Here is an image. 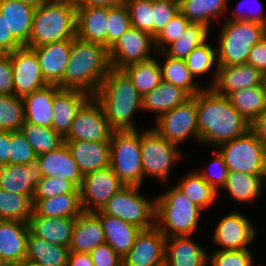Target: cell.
Masks as SVG:
<instances>
[{"label":"cell","mask_w":266,"mask_h":266,"mask_svg":"<svg viewBox=\"0 0 266 266\" xmlns=\"http://www.w3.org/2000/svg\"><path fill=\"white\" fill-rule=\"evenodd\" d=\"M207 167L194 169L208 184H210L218 193L225 185L228 167L224 162L223 156L217 150Z\"/></svg>","instance_id":"cell-49"},{"label":"cell","mask_w":266,"mask_h":266,"mask_svg":"<svg viewBox=\"0 0 266 266\" xmlns=\"http://www.w3.org/2000/svg\"><path fill=\"white\" fill-rule=\"evenodd\" d=\"M33 202L29 196L14 194L0 188V220L29 221Z\"/></svg>","instance_id":"cell-43"},{"label":"cell","mask_w":266,"mask_h":266,"mask_svg":"<svg viewBox=\"0 0 266 266\" xmlns=\"http://www.w3.org/2000/svg\"><path fill=\"white\" fill-rule=\"evenodd\" d=\"M28 234L27 222L0 220V260L18 263L25 260Z\"/></svg>","instance_id":"cell-24"},{"label":"cell","mask_w":266,"mask_h":266,"mask_svg":"<svg viewBox=\"0 0 266 266\" xmlns=\"http://www.w3.org/2000/svg\"><path fill=\"white\" fill-rule=\"evenodd\" d=\"M42 177H57L73 182L80 188L84 175L65 141L49 152L37 156Z\"/></svg>","instance_id":"cell-21"},{"label":"cell","mask_w":266,"mask_h":266,"mask_svg":"<svg viewBox=\"0 0 266 266\" xmlns=\"http://www.w3.org/2000/svg\"><path fill=\"white\" fill-rule=\"evenodd\" d=\"M152 51L156 53L154 37L131 27L109 49L111 66L124 69L133 63L147 61L155 56Z\"/></svg>","instance_id":"cell-15"},{"label":"cell","mask_w":266,"mask_h":266,"mask_svg":"<svg viewBox=\"0 0 266 266\" xmlns=\"http://www.w3.org/2000/svg\"><path fill=\"white\" fill-rule=\"evenodd\" d=\"M199 144L217 149L245 134L251 124L232 106L226 96L204 88L196 94Z\"/></svg>","instance_id":"cell-1"},{"label":"cell","mask_w":266,"mask_h":266,"mask_svg":"<svg viewBox=\"0 0 266 266\" xmlns=\"http://www.w3.org/2000/svg\"><path fill=\"white\" fill-rule=\"evenodd\" d=\"M202 23L190 22L180 38L172 42L163 52L174 59H186L199 45L210 38V29Z\"/></svg>","instance_id":"cell-40"},{"label":"cell","mask_w":266,"mask_h":266,"mask_svg":"<svg viewBox=\"0 0 266 266\" xmlns=\"http://www.w3.org/2000/svg\"><path fill=\"white\" fill-rule=\"evenodd\" d=\"M250 249L208 252V266H256ZM211 254V255H210ZM257 266H264L259 263Z\"/></svg>","instance_id":"cell-48"},{"label":"cell","mask_w":266,"mask_h":266,"mask_svg":"<svg viewBox=\"0 0 266 266\" xmlns=\"http://www.w3.org/2000/svg\"><path fill=\"white\" fill-rule=\"evenodd\" d=\"M192 238L166 237L165 266H208V251Z\"/></svg>","instance_id":"cell-22"},{"label":"cell","mask_w":266,"mask_h":266,"mask_svg":"<svg viewBox=\"0 0 266 266\" xmlns=\"http://www.w3.org/2000/svg\"><path fill=\"white\" fill-rule=\"evenodd\" d=\"M72 40L65 39L31 48L38 58L41 72L48 84L63 88V75L70 58Z\"/></svg>","instance_id":"cell-18"},{"label":"cell","mask_w":266,"mask_h":266,"mask_svg":"<svg viewBox=\"0 0 266 266\" xmlns=\"http://www.w3.org/2000/svg\"><path fill=\"white\" fill-rule=\"evenodd\" d=\"M189 23L190 21L179 11L154 38L156 52H163L172 42L180 38Z\"/></svg>","instance_id":"cell-51"},{"label":"cell","mask_w":266,"mask_h":266,"mask_svg":"<svg viewBox=\"0 0 266 266\" xmlns=\"http://www.w3.org/2000/svg\"><path fill=\"white\" fill-rule=\"evenodd\" d=\"M179 11L190 22L202 23L211 27L213 19L219 20L227 11L229 0H178Z\"/></svg>","instance_id":"cell-36"},{"label":"cell","mask_w":266,"mask_h":266,"mask_svg":"<svg viewBox=\"0 0 266 266\" xmlns=\"http://www.w3.org/2000/svg\"><path fill=\"white\" fill-rule=\"evenodd\" d=\"M131 78L139 94L144 97L162 81L161 68L157 57L144 62L133 63L123 69Z\"/></svg>","instance_id":"cell-42"},{"label":"cell","mask_w":266,"mask_h":266,"mask_svg":"<svg viewBox=\"0 0 266 266\" xmlns=\"http://www.w3.org/2000/svg\"><path fill=\"white\" fill-rule=\"evenodd\" d=\"M65 193H80L73 182L57 177H41L33 199H45Z\"/></svg>","instance_id":"cell-50"},{"label":"cell","mask_w":266,"mask_h":266,"mask_svg":"<svg viewBox=\"0 0 266 266\" xmlns=\"http://www.w3.org/2000/svg\"><path fill=\"white\" fill-rule=\"evenodd\" d=\"M14 94L13 69L10 54H0V95Z\"/></svg>","instance_id":"cell-56"},{"label":"cell","mask_w":266,"mask_h":266,"mask_svg":"<svg viewBox=\"0 0 266 266\" xmlns=\"http://www.w3.org/2000/svg\"><path fill=\"white\" fill-rule=\"evenodd\" d=\"M185 62L192 76L197 79L199 83L201 82L198 77L206 76L211 72L212 80L210 83H207L209 84L207 88L213 86L218 70L217 46L214 47L213 44L211 45L209 39L196 47L185 59Z\"/></svg>","instance_id":"cell-41"},{"label":"cell","mask_w":266,"mask_h":266,"mask_svg":"<svg viewBox=\"0 0 266 266\" xmlns=\"http://www.w3.org/2000/svg\"><path fill=\"white\" fill-rule=\"evenodd\" d=\"M13 69L14 95L23 98L48 85L35 52L26 46L10 53Z\"/></svg>","instance_id":"cell-17"},{"label":"cell","mask_w":266,"mask_h":266,"mask_svg":"<svg viewBox=\"0 0 266 266\" xmlns=\"http://www.w3.org/2000/svg\"><path fill=\"white\" fill-rule=\"evenodd\" d=\"M94 213L100 218L105 243L109 244L120 257H123L133 246L141 229L120 218L103 214L100 210Z\"/></svg>","instance_id":"cell-31"},{"label":"cell","mask_w":266,"mask_h":266,"mask_svg":"<svg viewBox=\"0 0 266 266\" xmlns=\"http://www.w3.org/2000/svg\"><path fill=\"white\" fill-rule=\"evenodd\" d=\"M104 243L100 218L94 212L83 211L76 218L69 251L90 253L96 246Z\"/></svg>","instance_id":"cell-29"},{"label":"cell","mask_w":266,"mask_h":266,"mask_svg":"<svg viewBox=\"0 0 266 266\" xmlns=\"http://www.w3.org/2000/svg\"><path fill=\"white\" fill-rule=\"evenodd\" d=\"M76 7H115L125 0H74Z\"/></svg>","instance_id":"cell-62"},{"label":"cell","mask_w":266,"mask_h":266,"mask_svg":"<svg viewBox=\"0 0 266 266\" xmlns=\"http://www.w3.org/2000/svg\"><path fill=\"white\" fill-rule=\"evenodd\" d=\"M263 176L264 174L229 171L225 185L220 191H226L232 199L241 204H253L263 195Z\"/></svg>","instance_id":"cell-33"},{"label":"cell","mask_w":266,"mask_h":266,"mask_svg":"<svg viewBox=\"0 0 266 266\" xmlns=\"http://www.w3.org/2000/svg\"><path fill=\"white\" fill-rule=\"evenodd\" d=\"M222 23L216 44L218 66L247 63L251 48L266 35V26L247 20Z\"/></svg>","instance_id":"cell-6"},{"label":"cell","mask_w":266,"mask_h":266,"mask_svg":"<svg viewBox=\"0 0 266 266\" xmlns=\"http://www.w3.org/2000/svg\"><path fill=\"white\" fill-rule=\"evenodd\" d=\"M140 186H124L100 210L120 218L141 230L155 226L156 198L141 194Z\"/></svg>","instance_id":"cell-9"},{"label":"cell","mask_w":266,"mask_h":266,"mask_svg":"<svg viewBox=\"0 0 266 266\" xmlns=\"http://www.w3.org/2000/svg\"><path fill=\"white\" fill-rule=\"evenodd\" d=\"M108 7H77L76 37L107 47Z\"/></svg>","instance_id":"cell-27"},{"label":"cell","mask_w":266,"mask_h":266,"mask_svg":"<svg viewBox=\"0 0 266 266\" xmlns=\"http://www.w3.org/2000/svg\"><path fill=\"white\" fill-rule=\"evenodd\" d=\"M163 59L159 61L162 80L181 87L190 96H195L207 86H202L191 74L184 59H174L164 52H157Z\"/></svg>","instance_id":"cell-35"},{"label":"cell","mask_w":266,"mask_h":266,"mask_svg":"<svg viewBox=\"0 0 266 266\" xmlns=\"http://www.w3.org/2000/svg\"><path fill=\"white\" fill-rule=\"evenodd\" d=\"M250 129L255 133L266 150V109L251 123Z\"/></svg>","instance_id":"cell-59"},{"label":"cell","mask_w":266,"mask_h":266,"mask_svg":"<svg viewBox=\"0 0 266 266\" xmlns=\"http://www.w3.org/2000/svg\"><path fill=\"white\" fill-rule=\"evenodd\" d=\"M83 175L110 166V141H65Z\"/></svg>","instance_id":"cell-25"},{"label":"cell","mask_w":266,"mask_h":266,"mask_svg":"<svg viewBox=\"0 0 266 266\" xmlns=\"http://www.w3.org/2000/svg\"><path fill=\"white\" fill-rule=\"evenodd\" d=\"M59 89L57 85L47 86L24 96L25 122H30L38 126L52 127L54 109V94Z\"/></svg>","instance_id":"cell-32"},{"label":"cell","mask_w":266,"mask_h":266,"mask_svg":"<svg viewBox=\"0 0 266 266\" xmlns=\"http://www.w3.org/2000/svg\"><path fill=\"white\" fill-rule=\"evenodd\" d=\"M232 106L251 124L266 109V86L232 92L226 96Z\"/></svg>","instance_id":"cell-39"},{"label":"cell","mask_w":266,"mask_h":266,"mask_svg":"<svg viewBox=\"0 0 266 266\" xmlns=\"http://www.w3.org/2000/svg\"><path fill=\"white\" fill-rule=\"evenodd\" d=\"M124 186L110 166L85 174L80 186V203L83 211L101 210Z\"/></svg>","instance_id":"cell-14"},{"label":"cell","mask_w":266,"mask_h":266,"mask_svg":"<svg viewBox=\"0 0 266 266\" xmlns=\"http://www.w3.org/2000/svg\"><path fill=\"white\" fill-rule=\"evenodd\" d=\"M242 211H231L214 226L212 242L215 250H243L257 238L256 226ZM253 241V242H252Z\"/></svg>","instance_id":"cell-13"},{"label":"cell","mask_w":266,"mask_h":266,"mask_svg":"<svg viewBox=\"0 0 266 266\" xmlns=\"http://www.w3.org/2000/svg\"><path fill=\"white\" fill-rule=\"evenodd\" d=\"M154 125L153 128L160 135L177 146L185 143L188 138H193L199 143L196 95L162 114Z\"/></svg>","instance_id":"cell-11"},{"label":"cell","mask_w":266,"mask_h":266,"mask_svg":"<svg viewBox=\"0 0 266 266\" xmlns=\"http://www.w3.org/2000/svg\"><path fill=\"white\" fill-rule=\"evenodd\" d=\"M114 131L138 130L134 115L142 109V96L123 69L111 68L94 96Z\"/></svg>","instance_id":"cell-2"},{"label":"cell","mask_w":266,"mask_h":266,"mask_svg":"<svg viewBox=\"0 0 266 266\" xmlns=\"http://www.w3.org/2000/svg\"><path fill=\"white\" fill-rule=\"evenodd\" d=\"M247 1L246 0H242L240 2L241 3V6L238 5V7H237L238 9L236 8L237 9L236 11L235 10L230 11V12H232L231 15L230 16H226V18L224 20H232V21H240V20L255 21V22H259V23H261V24H263V25L266 26V15L262 14V10H261L262 8L260 9V7L262 5H261L260 1H258V0H249L250 2H253L252 4H255V1H256V3H258V5H259V6L256 5V7H259V8H256L254 6L255 8L252 7L253 9L252 8L248 9V11H249L248 13L247 12H244V10H243L244 9V5L242 6V2L247 3ZM252 4H250V5H252Z\"/></svg>","instance_id":"cell-55"},{"label":"cell","mask_w":266,"mask_h":266,"mask_svg":"<svg viewBox=\"0 0 266 266\" xmlns=\"http://www.w3.org/2000/svg\"><path fill=\"white\" fill-rule=\"evenodd\" d=\"M140 146L143 182L147 176L154 177L162 183L168 182L172 168L187 155V152L183 154L182 148L169 142L153 127L141 130Z\"/></svg>","instance_id":"cell-8"},{"label":"cell","mask_w":266,"mask_h":266,"mask_svg":"<svg viewBox=\"0 0 266 266\" xmlns=\"http://www.w3.org/2000/svg\"><path fill=\"white\" fill-rule=\"evenodd\" d=\"M263 184H264L263 190H265L266 189V167H265L264 176H263Z\"/></svg>","instance_id":"cell-66"},{"label":"cell","mask_w":266,"mask_h":266,"mask_svg":"<svg viewBox=\"0 0 266 266\" xmlns=\"http://www.w3.org/2000/svg\"><path fill=\"white\" fill-rule=\"evenodd\" d=\"M22 45L12 36L5 19L0 13V54H10Z\"/></svg>","instance_id":"cell-58"},{"label":"cell","mask_w":266,"mask_h":266,"mask_svg":"<svg viewBox=\"0 0 266 266\" xmlns=\"http://www.w3.org/2000/svg\"><path fill=\"white\" fill-rule=\"evenodd\" d=\"M20 131L24 134L37 156L56 149L64 142V139L52 127H43L24 122Z\"/></svg>","instance_id":"cell-44"},{"label":"cell","mask_w":266,"mask_h":266,"mask_svg":"<svg viewBox=\"0 0 266 266\" xmlns=\"http://www.w3.org/2000/svg\"><path fill=\"white\" fill-rule=\"evenodd\" d=\"M131 26L153 36L152 0H125Z\"/></svg>","instance_id":"cell-47"},{"label":"cell","mask_w":266,"mask_h":266,"mask_svg":"<svg viewBox=\"0 0 266 266\" xmlns=\"http://www.w3.org/2000/svg\"><path fill=\"white\" fill-rule=\"evenodd\" d=\"M165 251L166 237L156 226L141 230L122 257V266H165Z\"/></svg>","instance_id":"cell-16"},{"label":"cell","mask_w":266,"mask_h":266,"mask_svg":"<svg viewBox=\"0 0 266 266\" xmlns=\"http://www.w3.org/2000/svg\"><path fill=\"white\" fill-rule=\"evenodd\" d=\"M113 131L102 105L90 96L76 112L64 141H110Z\"/></svg>","instance_id":"cell-12"},{"label":"cell","mask_w":266,"mask_h":266,"mask_svg":"<svg viewBox=\"0 0 266 266\" xmlns=\"http://www.w3.org/2000/svg\"><path fill=\"white\" fill-rule=\"evenodd\" d=\"M0 266H20V263L15 261L0 260Z\"/></svg>","instance_id":"cell-64"},{"label":"cell","mask_w":266,"mask_h":266,"mask_svg":"<svg viewBox=\"0 0 266 266\" xmlns=\"http://www.w3.org/2000/svg\"><path fill=\"white\" fill-rule=\"evenodd\" d=\"M20 266H43V265L36 263V262H33V261H30L28 259H25L20 263Z\"/></svg>","instance_id":"cell-65"},{"label":"cell","mask_w":266,"mask_h":266,"mask_svg":"<svg viewBox=\"0 0 266 266\" xmlns=\"http://www.w3.org/2000/svg\"><path fill=\"white\" fill-rule=\"evenodd\" d=\"M131 27L128 9L125 4L109 7L107 17V48L110 49Z\"/></svg>","instance_id":"cell-46"},{"label":"cell","mask_w":266,"mask_h":266,"mask_svg":"<svg viewBox=\"0 0 266 266\" xmlns=\"http://www.w3.org/2000/svg\"><path fill=\"white\" fill-rule=\"evenodd\" d=\"M33 211L38 216L77 218L83 209L80 193H65L45 199H32Z\"/></svg>","instance_id":"cell-34"},{"label":"cell","mask_w":266,"mask_h":266,"mask_svg":"<svg viewBox=\"0 0 266 266\" xmlns=\"http://www.w3.org/2000/svg\"><path fill=\"white\" fill-rule=\"evenodd\" d=\"M74 0H54L35 9L28 48L76 37Z\"/></svg>","instance_id":"cell-4"},{"label":"cell","mask_w":266,"mask_h":266,"mask_svg":"<svg viewBox=\"0 0 266 266\" xmlns=\"http://www.w3.org/2000/svg\"><path fill=\"white\" fill-rule=\"evenodd\" d=\"M41 177L37 159L27 165L0 164V188L14 194L33 199Z\"/></svg>","instance_id":"cell-20"},{"label":"cell","mask_w":266,"mask_h":266,"mask_svg":"<svg viewBox=\"0 0 266 266\" xmlns=\"http://www.w3.org/2000/svg\"><path fill=\"white\" fill-rule=\"evenodd\" d=\"M247 63L266 75V35L251 48Z\"/></svg>","instance_id":"cell-57"},{"label":"cell","mask_w":266,"mask_h":266,"mask_svg":"<svg viewBox=\"0 0 266 266\" xmlns=\"http://www.w3.org/2000/svg\"><path fill=\"white\" fill-rule=\"evenodd\" d=\"M11 131L0 130V164L10 163Z\"/></svg>","instance_id":"cell-60"},{"label":"cell","mask_w":266,"mask_h":266,"mask_svg":"<svg viewBox=\"0 0 266 266\" xmlns=\"http://www.w3.org/2000/svg\"><path fill=\"white\" fill-rule=\"evenodd\" d=\"M25 122L24 103L14 94L0 95V130L17 131Z\"/></svg>","instance_id":"cell-45"},{"label":"cell","mask_w":266,"mask_h":266,"mask_svg":"<svg viewBox=\"0 0 266 266\" xmlns=\"http://www.w3.org/2000/svg\"><path fill=\"white\" fill-rule=\"evenodd\" d=\"M89 254L94 266H122V257L107 243L96 246Z\"/></svg>","instance_id":"cell-54"},{"label":"cell","mask_w":266,"mask_h":266,"mask_svg":"<svg viewBox=\"0 0 266 266\" xmlns=\"http://www.w3.org/2000/svg\"><path fill=\"white\" fill-rule=\"evenodd\" d=\"M66 266H94L89 253L70 251Z\"/></svg>","instance_id":"cell-61"},{"label":"cell","mask_w":266,"mask_h":266,"mask_svg":"<svg viewBox=\"0 0 266 266\" xmlns=\"http://www.w3.org/2000/svg\"><path fill=\"white\" fill-rule=\"evenodd\" d=\"M152 10L155 38L179 12V3L178 0H152Z\"/></svg>","instance_id":"cell-52"},{"label":"cell","mask_w":266,"mask_h":266,"mask_svg":"<svg viewBox=\"0 0 266 266\" xmlns=\"http://www.w3.org/2000/svg\"><path fill=\"white\" fill-rule=\"evenodd\" d=\"M156 198L155 226L165 237L201 232L203 210L189 200L174 184Z\"/></svg>","instance_id":"cell-5"},{"label":"cell","mask_w":266,"mask_h":266,"mask_svg":"<svg viewBox=\"0 0 266 266\" xmlns=\"http://www.w3.org/2000/svg\"><path fill=\"white\" fill-rule=\"evenodd\" d=\"M175 186L203 211L217 203L216 201L220 195L194 169L187 171Z\"/></svg>","instance_id":"cell-38"},{"label":"cell","mask_w":266,"mask_h":266,"mask_svg":"<svg viewBox=\"0 0 266 266\" xmlns=\"http://www.w3.org/2000/svg\"><path fill=\"white\" fill-rule=\"evenodd\" d=\"M89 97L76 89L59 88L54 94L52 129L63 139L71 129L76 112Z\"/></svg>","instance_id":"cell-23"},{"label":"cell","mask_w":266,"mask_h":266,"mask_svg":"<svg viewBox=\"0 0 266 266\" xmlns=\"http://www.w3.org/2000/svg\"><path fill=\"white\" fill-rule=\"evenodd\" d=\"M217 148L229 171L264 174L266 150L251 129Z\"/></svg>","instance_id":"cell-10"},{"label":"cell","mask_w":266,"mask_h":266,"mask_svg":"<svg viewBox=\"0 0 266 266\" xmlns=\"http://www.w3.org/2000/svg\"><path fill=\"white\" fill-rule=\"evenodd\" d=\"M191 96L181 87L161 81L153 90L142 97L143 112L153 113L155 121L167 111L183 104Z\"/></svg>","instance_id":"cell-30"},{"label":"cell","mask_w":266,"mask_h":266,"mask_svg":"<svg viewBox=\"0 0 266 266\" xmlns=\"http://www.w3.org/2000/svg\"><path fill=\"white\" fill-rule=\"evenodd\" d=\"M76 218L38 216L34 211L28 221L29 231L47 242L69 247Z\"/></svg>","instance_id":"cell-26"},{"label":"cell","mask_w":266,"mask_h":266,"mask_svg":"<svg viewBox=\"0 0 266 266\" xmlns=\"http://www.w3.org/2000/svg\"><path fill=\"white\" fill-rule=\"evenodd\" d=\"M24 3H27V4H30L34 7H38L39 5L43 4V3H46V2H51V1H54V0H20Z\"/></svg>","instance_id":"cell-63"},{"label":"cell","mask_w":266,"mask_h":266,"mask_svg":"<svg viewBox=\"0 0 266 266\" xmlns=\"http://www.w3.org/2000/svg\"><path fill=\"white\" fill-rule=\"evenodd\" d=\"M36 7L20 0H0V13L12 36L26 46L32 29Z\"/></svg>","instance_id":"cell-28"},{"label":"cell","mask_w":266,"mask_h":266,"mask_svg":"<svg viewBox=\"0 0 266 266\" xmlns=\"http://www.w3.org/2000/svg\"><path fill=\"white\" fill-rule=\"evenodd\" d=\"M37 159L32 146L20 131H11L10 164L27 165Z\"/></svg>","instance_id":"cell-53"},{"label":"cell","mask_w":266,"mask_h":266,"mask_svg":"<svg viewBox=\"0 0 266 266\" xmlns=\"http://www.w3.org/2000/svg\"><path fill=\"white\" fill-rule=\"evenodd\" d=\"M141 129L113 131L110 139V168L125 186H144Z\"/></svg>","instance_id":"cell-7"},{"label":"cell","mask_w":266,"mask_h":266,"mask_svg":"<svg viewBox=\"0 0 266 266\" xmlns=\"http://www.w3.org/2000/svg\"><path fill=\"white\" fill-rule=\"evenodd\" d=\"M264 81L265 75L248 63L218 66L211 89L218 95L227 96L238 90L262 86Z\"/></svg>","instance_id":"cell-19"},{"label":"cell","mask_w":266,"mask_h":266,"mask_svg":"<svg viewBox=\"0 0 266 266\" xmlns=\"http://www.w3.org/2000/svg\"><path fill=\"white\" fill-rule=\"evenodd\" d=\"M69 252V247L47 242L29 231L26 259L43 266H66Z\"/></svg>","instance_id":"cell-37"},{"label":"cell","mask_w":266,"mask_h":266,"mask_svg":"<svg viewBox=\"0 0 266 266\" xmlns=\"http://www.w3.org/2000/svg\"><path fill=\"white\" fill-rule=\"evenodd\" d=\"M111 68L107 47L75 37L63 75V88L76 89L95 96Z\"/></svg>","instance_id":"cell-3"}]
</instances>
